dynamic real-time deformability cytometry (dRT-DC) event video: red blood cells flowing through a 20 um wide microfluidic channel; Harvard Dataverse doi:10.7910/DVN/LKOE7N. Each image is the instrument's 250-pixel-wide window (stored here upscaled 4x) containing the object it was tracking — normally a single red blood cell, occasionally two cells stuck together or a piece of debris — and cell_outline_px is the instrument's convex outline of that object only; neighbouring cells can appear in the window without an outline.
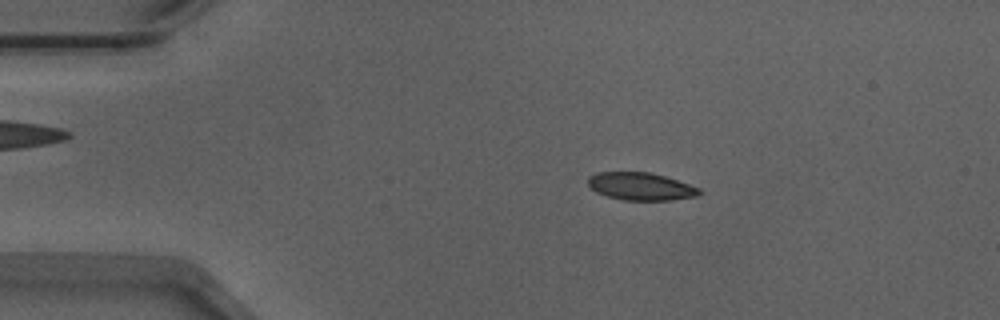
{"species": "Egyptian fruit bat (a non-hibernating species)", "species_latin": "Rousettus aegyptiacus", "temperature_condition": "warm", "stored_images_in_passage": 44, "camera_frame_rate_fps": 3000, "um_per_image_px": 0.085, "animal": {"sex": "male"}, "frame": {"image": 1, "passage_image": 4, "time_ms": 1.0, "image_size_px": [1000, 320], "cell_outline_px": [[704, 192], [696, 196], [672, 200], [624, 200], [608, 196], [596, 192], [588, 184], [588, 176], [596, 172], [648, 172], [664, 176], [700, 188]], "centroid_in_image_um": [54.46, 15.84], "position_along_channel_um": 30.5, "area_um2": 17.86}}
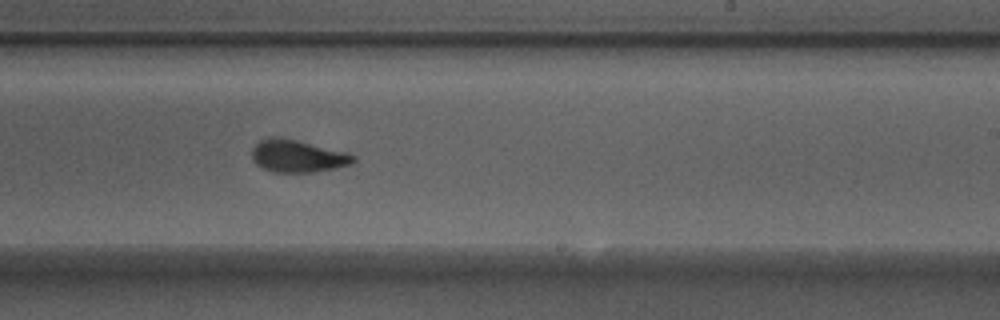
{"frame": {"image": 2, "passage_image": 26, "time_ms": 8.333, "image_size_px": [1000, 320], "cell_outline_px": [[356, 160], [352, 164], [336, 168], [312, 172], [272, 172], [256, 164], [252, 160], [252, 148], [260, 140], [268, 136], [272, 136], [296, 140], [348, 152], [356, 156]], "centroid_in_image_um": [25.3, 13.26], "position_along_channel_um": 263.7, "area_um2": 19.25}}
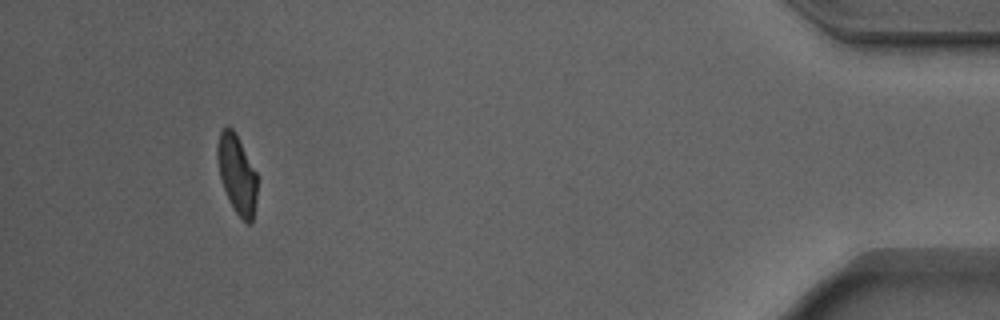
{"frame": {"image": 3, "passage_image": 43, "time_ms": 14.0, "image_size_px": [1000, 320], "cell_outline_px": [[256, 196], [252, 220], [248, 224], [236, 212], [224, 188], [220, 176], [216, 156], [216, 148], [220, 132], [224, 128], [232, 128], [236, 132], [256, 172]], "centroid_in_image_um": [20.12, 14.74], "position_along_channel_um": 415.1, "area_um2": 17.8}, "authors_computed_cell_mechanics": {"area_um2": 18.9006, "velocity_mm_per_s": 3.9014, "shape_relaxation_time_tau1_ms": 3.6302, "shape_relaxation_time_tau2_ms": 1.1907, "deformation_change_tau1": 0.1458, "deformation_change_tau2": 0.0525}}